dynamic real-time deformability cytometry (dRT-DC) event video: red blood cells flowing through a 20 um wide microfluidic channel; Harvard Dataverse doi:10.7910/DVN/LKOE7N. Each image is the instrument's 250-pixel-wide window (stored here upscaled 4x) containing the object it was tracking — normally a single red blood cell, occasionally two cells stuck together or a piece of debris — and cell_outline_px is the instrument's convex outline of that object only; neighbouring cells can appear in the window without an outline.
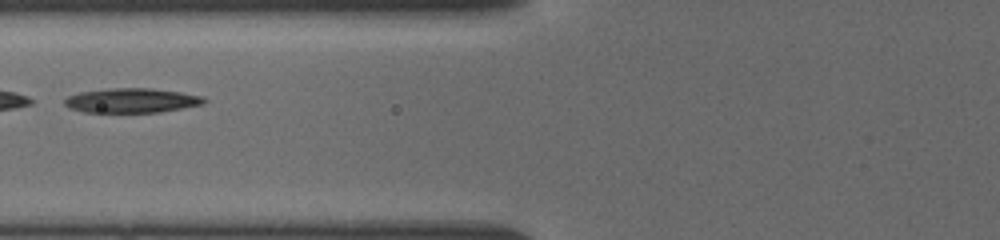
{"species": "common noctule bat (a hibernating species)", "species_latin": "Nyctalus noctula", "temperature_condition": "cold", "stored_images_in_passage": 26, "camera_frame_rate_fps": 3000, "um_per_image_px": 0.085, "animal": {"sex": "female", "body_mass_g": 19.5, "forearm_length_mm": 54.1}, "frame": {"image": 1, "passage_image": 4, "time_ms": 1.667, "image_size_px": [1000, 240], "cell_outline_px": [[208, 100], [204, 104], [160, 112], [84, 112], [72, 108], [64, 104], [64, 100], [68, 96], [80, 92], [108, 88], [152, 88], [180, 92], [204, 96]], "centroid_in_image_um": [11.24, 8.53], "position_along_channel_um": 114.6, "area_um2": 19.94}}
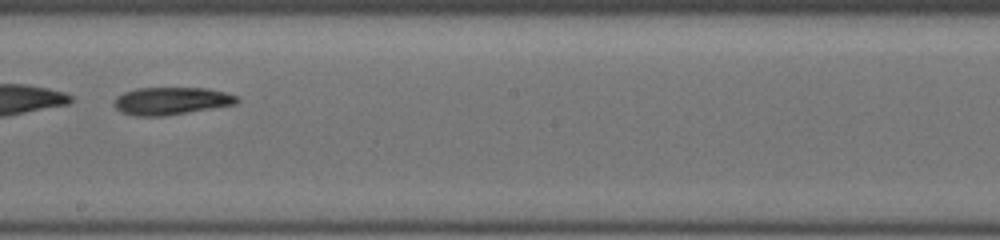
{"frame": {"image": 2, "passage_image": 12, "time_ms": 4.667, "image_size_px": [1000, 240], "cell_outline_px": [[240, 100], [232, 104], [164, 116], [136, 116], [120, 112], [112, 104], [116, 96], [124, 92], [136, 88], [208, 88], [228, 92], [240, 96]], "centroid_in_image_um": [14.52, 8.56], "position_along_channel_um": 233.7, "area_um2": 19.77}}
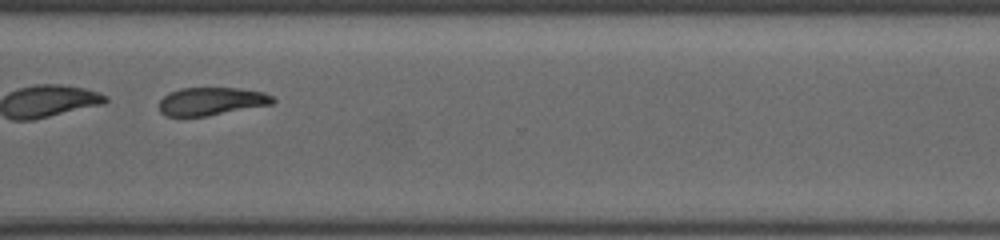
{"frame": {"image": 3, "passage_image": 25, "time_ms": 7.667, "image_size_px": [1000, 240], "cell_outline_px": [[276, 100], [272, 104], [204, 116], [168, 116], [160, 112], [160, 100], [168, 92], [180, 88], [240, 88], [264, 92], [272, 96]], "centroid_in_image_um": [17.96, 8.59], "position_along_channel_um": 352.6, "area_um2": 18.38}}